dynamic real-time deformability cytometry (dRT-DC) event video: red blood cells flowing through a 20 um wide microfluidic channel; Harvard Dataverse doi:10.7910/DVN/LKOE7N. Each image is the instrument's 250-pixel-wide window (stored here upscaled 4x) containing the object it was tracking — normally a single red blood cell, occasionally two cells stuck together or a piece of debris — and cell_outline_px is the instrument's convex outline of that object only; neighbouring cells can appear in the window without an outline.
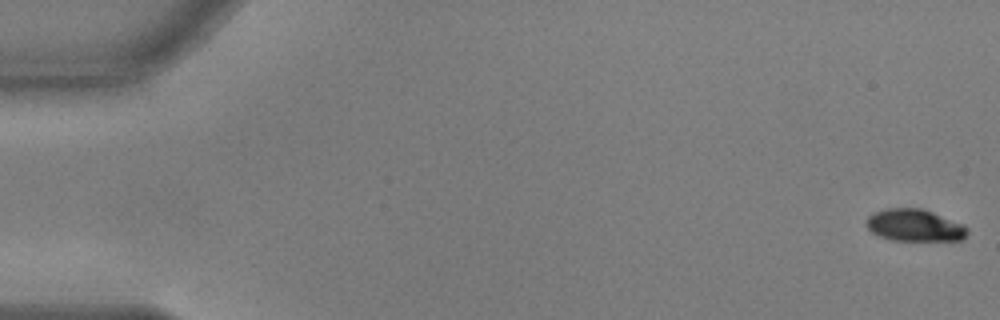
{"species": "common noctule bat (a hibernating species)", "species_latin": "Nyctalus noctula", "temperature_condition": "warm", "stored_images_in_passage": 51, "camera_frame_rate_fps": 3000, "um_per_image_px": 0.085, "animal": {"sex": "male", "body_mass_g": 17.9, "forearm_length_mm": 54.2}, "frame": {"image": 1, "passage_image": 1, "time_ms": 0.0, "image_size_px": [1000, 320], "cell_outline_px": [[968, 236], [964, 240], [892, 240], [880, 236], [872, 232], [864, 224], [868, 216], [872, 212], [888, 208], [920, 208], [932, 212], [964, 224], [968, 228]], "centroid_in_image_um": [77.75, 19.15], "position_along_channel_um": 7.3, "area_um2": 19.02}}
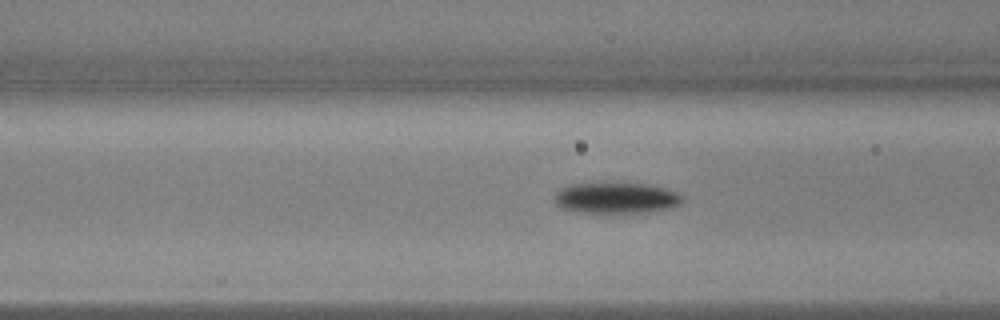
{"frame": {"image": 2, "passage_image": 22, "time_ms": 7.0, "image_size_px": [1000, 320], "cell_outline_px": [[684, 200], [680, 204], [672, 208], [644, 212], [576, 212], [564, 208], [556, 204], [556, 192], [560, 188], [572, 184], [648, 184], [664, 188], [676, 192], [684, 196]], "centroid_in_image_um": [52.42, 16.83], "position_along_channel_um": 114.2, "area_um2": 22.66}}
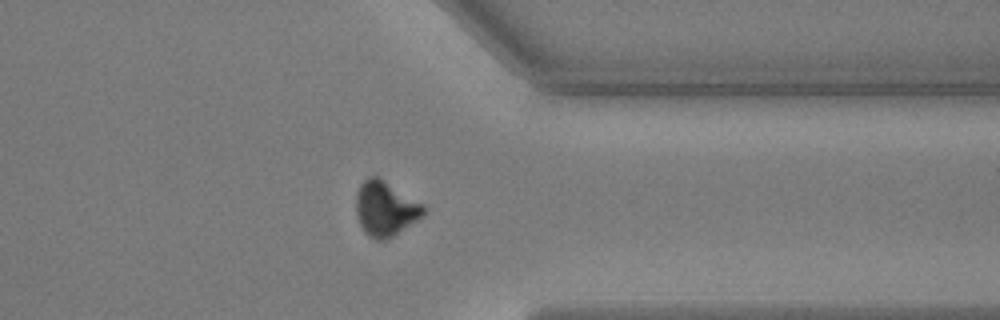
{"frame": {"image": 3, "passage_image": 44, "time_ms": 14.333, "image_size_px": [1000, 320], "cell_outline_px": [[428, 212], [424, 216], [392, 236], [384, 240], [376, 240], [368, 236], [364, 232], [356, 216], [356, 192], [360, 184], [368, 176], [380, 176], [424, 204], [428, 208]], "centroid_in_image_um": [32.78, 17.7], "position_along_channel_um": 378.6, "area_um2": 22.08}}